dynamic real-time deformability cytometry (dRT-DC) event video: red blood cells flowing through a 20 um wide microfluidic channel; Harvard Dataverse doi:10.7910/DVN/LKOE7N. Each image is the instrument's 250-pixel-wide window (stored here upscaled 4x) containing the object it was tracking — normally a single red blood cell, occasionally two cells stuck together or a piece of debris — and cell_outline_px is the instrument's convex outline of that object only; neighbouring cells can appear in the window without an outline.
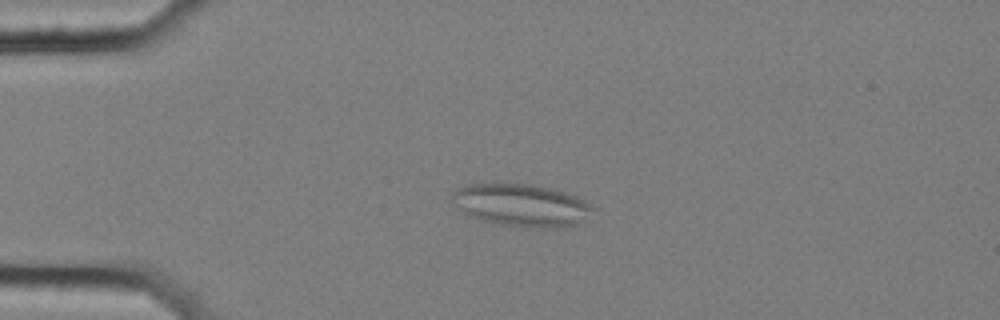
{"species": "common noctule bat (a hibernating species)", "species_latin": "Nyctalus noctula", "temperature_condition": "cold", "stored_images_in_passage": 57, "camera_frame_rate_fps": 3000, "um_per_image_px": 0.085, "animal": {"sex": "female", "body_mass_g": 25.1}, "frame": {"image": 1, "passage_image": 14, "time_ms": 4.333, "image_size_px": [1000, 320], "cell_outline_px": [[596, 208], [580, 224], [568, 228], [536, 228], [500, 224], [468, 216], [452, 204], [448, 200], [448, 192], [464, 184], [492, 180], [500, 180], [532, 184], [556, 188], [576, 196], [584, 200]], "centroid_in_image_um": [44.23, 17.38], "position_along_channel_um": 40.8, "area_um2": 36.88}}
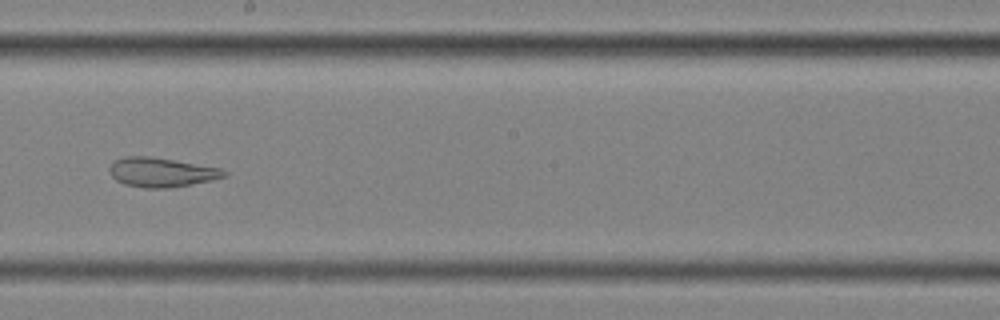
{"frame": {"image": 2, "passage_image": 33, "time_ms": 10.667, "image_size_px": [1000, 320], "cell_outline_px": [[228, 176], [212, 180], [172, 188], [144, 188], [124, 184], [116, 180], [108, 172], [108, 168], [116, 160], [124, 156], [148, 156], [220, 168], [228, 172]], "centroid_in_image_um": [13.71, 14.66], "position_along_channel_um": 234.5, "area_um2": 19.59}}
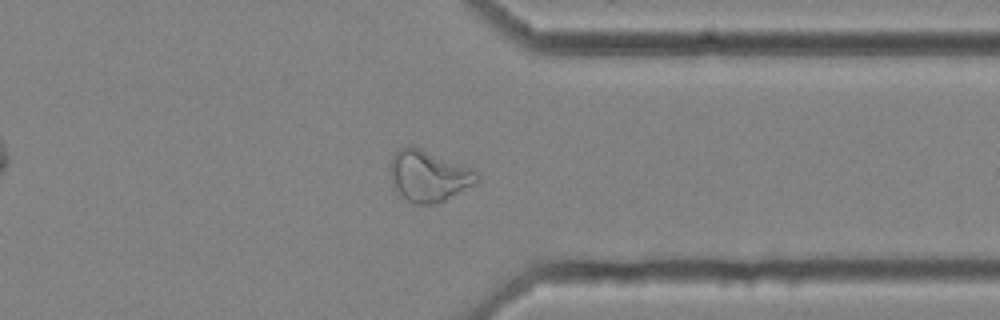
{"frame": {"image": 3, "passage_image": 45, "time_ms": 14.667, "image_size_px": [1000, 320], "cell_outline_px": [[480, 180], [444, 200], [432, 204], [412, 204], [392, 188], [392, 156], [396, 148], [412, 144], [472, 168], [480, 176]], "centroid_in_image_um": [36.41, 14.92], "position_along_channel_um": 375.0, "area_um2": 25.89}, "authors_computed_cell_mechanics": {"area_um2": 27.455, "velocity_mm_per_s": 3.5512, "shape_relaxation_time_tau1_ms": null, "shape_relaxation_time_tau2_ms": 3.6934, "deformation_change_tau1": null, "deformation_change_tau2": 0.1221}}